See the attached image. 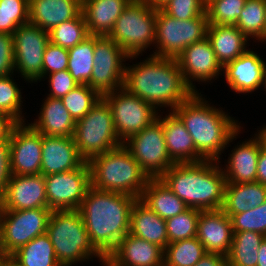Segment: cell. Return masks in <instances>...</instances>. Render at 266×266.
I'll return each instance as SVG.
<instances>
[{
	"label": "cell",
	"instance_id": "obj_13",
	"mask_svg": "<svg viewBox=\"0 0 266 266\" xmlns=\"http://www.w3.org/2000/svg\"><path fill=\"white\" fill-rule=\"evenodd\" d=\"M103 98L110 106L116 135L123 143L130 136L141 132L158 117V111L123 87Z\"/></svg>",
	"mask_w": 266,
	"mask_h": 266
},
{
	"label": "cell",
	"instance_id": "obj_29",
	"mask_svg": "<svg viewBox=\"0 0 266 266\" xmlns=\"http://www.w3.org/2000/svg\"><path fill=\"white\" fill-rule=\"evenodd\" d=\"M207 38L223 67L248 50L249 39L235 25L208 24Z\"/></svg>",
	"mask_w": 266,
	"mask_h": 266
},
{
	"label": "cell",
	"instance_id": "obj_3",
	"mask_svg": "<svg viewBox=\"0 0 266 266\" xmlns=\"http://www.w3.org/2000/svg\"><path fill=\"white\" fill-rule=\"evenodd\" d=\"M200 94L195 92L173 112L185 125L197 152L205 160L221 163V152L238 136L241 126L221 108L210 106Z\"/></svg>",
	"mask_w": 266,
	"mask_h": 266
},
{
	"label": "cell",
	"instance_id": "obj_6",
	"mask_svg": "<svg viewBox=\"0 0 266 266\" xmlns=\"http://www.w3.org/2000/svg\"><path fill=\"white\" fill-rule=\"evenodd\" d=\"M61 266L105 257L93 246L78 210H52L47 231Z\"/></svg>",
	"mask_w": 266,
	"mask_h": 266
},
{
	"label": "cell",
	"instance_id": "obj_1",
	"mask_svg": "<svg viewBox=\"0 0 266 266\" xmlns=\"http://www.w3.org/2000/svg\"><path fill=\"white\" fill-rule=\"evenodd\" d=\"M143 62L126 66L123 88L151 104L173 111L195 91L186 83L176 59L149 55Z\"/></svg>",
	"mask_w": 266,
	"mask_h": 266
},
{
	"label": "cell",
	"instance_id": "obj_37",
	"mask_svg": "<svg viewBox=\"0 0 266 266\" xmlns=\"http://www.w3.org/2000/svg\"><path fill=\"white\" fill-rule=\"evenodd\" d=\"M88 36L89 33L82 12L77 17L62 22L49 31L50 42L65 49L73 48Z\"/></svg>",
	"mask_w": 266,
	"mask_h": 266
},
{
	"label": "cell",
	"instance_id": "obj_26",
	"mask_svg": "<svg viewBox=\"0 0 266 266\" xmlns=\"http://www.w3.org/2000/svg\"><path fill=\"white\" fill-rule=\"evenodd\" d=\"M131 0H84V15L89 35L108 36Z\"/></svg>",
	"mask_w": 266,
	"mask_h": 266
},
{
	"label": "cell",
	"instance_id": "obj_53",
	"mask_svg": "<svg viewBox=\"0 0 266 266\" xmlns=\"http://www.w3.org/2000/svg\"><path fill=\"white\" fill-rule=\"evenodd\" d=\"M149 7L158 10L164 8L170 0H142Z\"/></svg>",
	"mask_w": 266,
	"mask_h": 266
},
{
	"label": "cell",
	"instance_id": "obj_38",
	"mask_svg": "<svg viewBox=\"0 0 266 266\" xmlns=\"http://www.w3.org/2000/svg\"><path fill=\"white\" fill-rule=\"evenodd\" d=\"M15 83L11 75L0 77V113L15 123H24L26 118L22 115V92Z\"/></svg>",
	"mask_w": 266,
	"mask_h": 266
},
{
	"label": "cell",
	"instance_id": "obj_8",
	"mask_svg": "<svg viewBox=\"0 0 266 266\" xmlns=\"http://www.w3.org/2000/svg\"><path fill=\"white\" fill-rule=\"evenodd\" d=\"M157 10L142 0H131L108 35L128 55H140L155 44Z\"/></svg>",
	"mask_w": 266,
	"mask_h": 266
},
{
	"label": "cell",
	"instance_id": "obj_49",
	"mask_svg": "<svg viewBox=\"0 0 266 266\" xmlns=\"http://www.w3.org/2000/svg\"><path fill=\"white\" fill-rule=\"evenodd\" d=\"M194 266H228L227 257L219 253L206 252Z\"/></svg>",
	"mask_w": 266,
	"mask_h": 266
},
{
	"label": "cell",
	"instance_id": "obj_7",
	"mask_svg": "<svg viewBox=\"0 0 266 266\" xmlns=\"http://www.w3.org/2000/svg\"><path fill=\"white\" fill-rule=\"evenodd\" d=\"M73 139L79 154L86 161L123 145L116 135L110 106L103 97L83 118L76 121Z\"/></svg>",
	"mask_w": 266,
	"mask_h": 266
},
{
	"label": "cell",
	"instance_id": "obj_17",
	"mask_svg": "<svg viewBox=\"0 0 266 266\" xmlns=\"http://www.w3.org/2000/svg\"><path fill=\"white\" fill-rule=\"evenodd\" d=\"M186 83L198 92L193 81L206 83L222 75L223 66L213 51L211 42L207 37L199 42L187 46L176 58Z\"/></svg>",
	"mask_w": 266,
	"mask_h": 266
},
{
	"label": "cell",
	"instance_id": "obj_43",
	"mask_svg": "<svg viewBox=\"0 0 266 266\" xmlns=\"http://www.w3.org/2000/svg\"><path fill=\"white\" fill-rule=\"evenodd\" d=\"M230 219L233 232L253 231L266 236V201L246 212L233 214Z\"/></svg>",
	"mask_w": 266,
	"mask_h": 266
},
{
	"label": "cell",
	"instance_id": "obj_55",
	"mask_svg": "<svg viewBox=\"0 0 266 266\" xmlns=\"http://www.w3.org/2000/svg\"><path fill=\"white\" fill-rule=\"evenodd\" d=\"M255 136L259 139L262 149L266 151V126L264 125Z\"/></svg>",
	"mask_w": 266,
	"mask_h": 266
},
{
	"label": "cell",
	"instance_id": "obj_33",
	"mask_svg": "<svg viewBox=\"0 0 266 266\" xmlns=\"http://www.w3.org/2000/svg\"><path fill=\"white\" fill-rule=\"evenodd\" d=\"M266 236L253 231L233 232L228 266H256L258 249Z\"/></svg>",
	"mask_w": 266,
	"mask_h": 266
},
{
	"label": "cell",
	"instance_id": "obj_45",
	"mask_svg": "<svg viewBox=\"0 0 266 266\" xmlns=\"http://www.w3.org/2000/svg\"><path fill=\"white\" fill-rule=\"evenodd\" d=\"M69 52L68 49L49 42L45 48L42 63V78L46 75L63 71L68 68Z\"/></svg>",
	"mask_w": 266,
	"mask_h": 266
},
{
	"label": "cell",
	"instance_id": "obj_50",
	"mask_svg": "<svg viewBox=\"0 0 266 266\" xmlns=\"http://www.w3.org/2000/svg\"><path fill=\"white\" fill-rule=\"evenodd\" d=\"M256 182L266 185V151L261 148L257 162Z\"/></svg>",
	"mask_w": 266,
	"mask_h": 266
},
{
	"label": "cell",
	"instance_id": "obj_58",
	"mask_svg": "<svg viewBox=\"0 0 266 266\" xmlns=\"http://www.w3.org/2000/svg\"><path fill=\"white\" fill-rule=\"evenodd\" d=\"M265 88L266 91V69H265V73H264V80H263V86Z\"/></svg>",
	"mask_w": 266,
	"mask_h": 266
},
{
	"label": "cell",
	"instance_id": "obj_28",
	"mask_svg": "<svg viewBox=\"0 0 266 266\" xmlns=\"http://www.w3.org/2000/svg\"><path fill=\"white\" fill-rule=\"evenodd\" d=\"M131 235L160 246L163 250L168 245L166 222L139 199L130 212Z\"/></svg>",
	"mask_w": 266,
	"mask_h": 266
},
{
	"label": "cell",
	"instance_id": "obj_15",
	"mask_svg": "<svg viewBox=\"0 0 266 266\" xmlns=\"http://www.w3.org/2000/svg\"><path fill=\"white\" fill-rule=\"evenodd\" d=\"M48 208L78 210L91 187L90 168L86 161L81 167L44 176Z\"/></svg>",
	"mask_w": 266,
	"mask_h": 266
},
{
	"label": "cell",
	"instance_id": "obj_51",
	"mask_svg": "<svg viewBox=\"0 0 266 266\" xmlns=\"http://www.w3.org/2000/svg\"><path fill=\"white\" fill-rule=\"evenodd\" d=\"M14 124L9 117L0 113V140H9L10 130Z\"/></svg>",
	"mask_w": 266,
	"mask_h": 266
},
{
	"label": "cell",
	"instance_id": "obj_18",
	"mask_svg": "<svg viewBox=\"0 0 266 266\" xmlns=\"http://www.w3.org/2000/svg\"><path fill=\"white\" fill-rule=\"evenodd\" d=\"M35 208H48L44 176L11 175L5 192L0 197V210Z\"/></svg>",
	"mask_w": 266,
	"mask_h": 266
},
{
	"label": "cell",
	"instance_id": "obj_19",
	"mask_svg": "<svg viewBox=\"0 0 266 266\" xmlns=\"http://www.w3.org/2000/svg\"><path fill=\"white\" fill-rule=\"evenodd\" d=\"M266 63L251 49L223 67L224 77L235 93H252L263 86Z\"/></svg>",
	"mask_w": 266,
	"mask_h": 266
},
{
	"label": "cell",
	"instance_id": "obj_9",
	"mask_svg": "<svg viewBox=\"0 0 266 266\" xmlns=\"http://www.w3.org/2000/svg\"><path fill=\"white\" fill-rule=\"evenodd\" d=\"M208 16L200 15L188 20H180L157 10L155 47L151 55L176 59L191 44L207 37Z\"/></svg>",
	"mask_w": 266,
	"mask_h": 266
},
{
	"label": "cell",
	"instance_id": "obj_20",
	"mask_svg": "<svg viewBox=\"0 0 266 266\" xmlns=\"http://www.w3.org/2000/svg\"><path fill=\"white\" fill-rule=\"evenodd\" d=\"M86 160L79 154L73 137L42 134L41 174H57L81 167Z\"/></svg>",
	"mask_w": 266,
	"mask_h": 266
},
{
	"label": "cell",
	"instance_id": "obj_23",
	"mask_svg": "<svg viewBox=\"0 0 266 266\" xmlns=\"http://www.w3.org/2000/svg\"><path fill=\"white\" fill-rule=\"evenodd\" d=\"M166 148L175 163H192L205 160L196 150L193 139L181 119L173 112L162 117Z\"/></svg>",
	"mask_w": 266,
	"mask_h": 266
},
{
	"label": "cell",
	"instance_id": "obj_12",
	"mask_svg": "<svg viewBox=\"0 0 266 266\" xmlns=\"http://www.w3.org/2000/svg\"><path fill=\"white\" fill-rule=\"evenodd\" d=\"M138 56H128L108 36H95L94 66L87 85L101 97L118 90L123 87L124 82L125 65L123 62Z\"/></svg>",
	"mask_w": 266,
	"mask_h": 266
},
{
	"label": "cell",
	"instance_id": "obj_52",
	"mask_svg": "<svg viewBox=\"0 0 266 266\" xmlns=\"http://www.w3.org/2000/svg\"><path fill=\"white\" fill-rule=\"evenodd\" d=\"M258 262L256 266H266V237L263 239L258 249Z\"/></svg>",
	"mask_w": 266,
	"mask_h": 266
},
{
	"label": "cell",
	"instance_id": "obj_27",
	"mask_svg": "<svg viewBox=\"0 0 266 266\" xmlns=\"http://www.w3.org/2000/svg\"><path fill=\"white\" fill-rule=\"evenodd\" d=\"M38 119L29 123L45 136L73 137L76 121L67 111L61 99L46 97Z\"/></svg>",
	"mask_w": 266,
	"mask_h": 266
},
{
	"label": "cell",
	"instance_id": "obj_14",
	"mask_svg": "<svg viewBox=\"0 0 266 266\" xmlns=\"http://www.w3.org/2000/svg\"><path fill=\"white\" fill-rule=\"evenodd\" d=\"M12 36L15 71L29 83L43 80L42 63L45 48L50 42L49 32L28 22L20 25Z\"/></svg>",
	"mask_w": 266,
	"mask_h": 266
},
{
	"label": "cell",
	"instance_id": "obj_42",
	"mask_svg": "<svg viewBox=\"0 0 266 266\" xmlns=\"http://www.w3.org/2000/svg\"><path fill=\"white\" fill-rule=\"evenodd\" d=\"M246 0H206L209 24L235 25Z\"/></svg>",
	"mask_w": 266,
	"mask_h": 266
},
{
	"label": "cell",
	"instance_id": "obj_4",
	"mask_svg": "<svg viewBox=\"0 0 266 266\" xmlns=\"http://www.w3.org/2000/svg\"><path fill=\"white\" fill-rule=\"evenodd\" d=\"M218 163L214 160L177 163L160 179L189 208L220 210L224 202L226 179Z\"/></svg>",
	"mask_w": 266,
	"mask_h": 266
},
{
	"label": "cell",
	"instance_id": "obj_21",
	"mask_svg": "<svg viewBox=\"0 0 266 266\" xmlns=\"http://www.w3.org/2000/svg\"><path fill=\"white\" fill-rule=\"evenodd\" d=\"M196 237L206 252L227 256L233 240L230 217L221 209L200 211Z\"/></svg>",
	"mask_w": 266,
	"mask_h": 266
},
{
	"label": "cell",
	"instance_id": "obj_5",
	"mask_svg": "<svg viewBox=\"0 0 266 266\" xmlns=\"http://www.w3.org/2000/svg\"><path fill=\"white\" fill-rule=\"evenodd\" d=\"M87 162L91 187L97 190L124 193L140 199L150 179L123 145L95 155Z\"/></svg>",
	"mask_w": 266,
	"mask_h": 266
},
{
	"label": "cell",
	"instance_id": "obj_40",
	"mask_svg": "<svg viewBox=\"0 0 266 266\" xmlns=\"http://www.w3.org/2000/svg\"><path fill=\"white\" fill-rule=\"evenodd\" d=\"M200 211L196 208H188L184 212L165 220L168 244L196 237Z\"/></svg>",
	"mask_w": 266,
	"mask_h": 266
},
{
	"label": "cell",
	"instance_id": "obj_56",
	"mask_svg": "<svg viewBox=\"0 0 266 266\" xmlns=\"http://www.w3.org/2000/svg\"><path fill=\"white\" fill-rule=\"evenodd\" d=\"M104 266H115L107 257L102 261Z\"/></svg>",
	"mask_w": 266,
	"mask_h": 266
},
{
	"label": "cell",
	"instance_id": "obj_24",
	"mask_svg": "<svg viewBox=\"0 0 266 266\" xmlns=\"http://www.w3.org/2000/svg\"><path fill=\"white\" fill-rule=\"evenodd\" d=\"M81 12V0H29V22L48 32Z\"/></svg>",
	"mask_w": 266,
	"mask_h": 266
},
{
	"label": "cell",
	"instance_id": "obj_57",
	"mask_svg": "<svg viewBox=\"0 0 266 266\" xmlns=\"http://www.w3.org/2000/svg\"><path fill=\"white\" fill-rule=\"evenodd\" d=\"M5 256V253L2 249V245H1V237H0V260Z\"/></svg>",
	"mask_w": 266,
	"mask_h": 266
},
{
	"label": "cell",
	"instance_id": "obj_54",
	"mask_svg": "<svg viewBox=\"0 0 266 266\" xmlns=\"http://www.w3.org/2000/svg\"><path fill=\"white\" fill-rule=\"evenodd\" d=\"M0 266H20L19 263L13 258L12 255H5L0 260Z\"/></svg>",
	"mask_w": 266,
	"mask_h": 266
},
{
	"label": "cell",
	"instance_id": "obj_44",
	"mask_svg": "<svg viewBox=\"0 0 266 266\" xmlns=\"http://www.w3.org/2000/svg\"><path fill=\"white\" fill-rule=\"evenodd\" d=\"M162 10L171 17L180 20L207 15L206 0H170Z\"/></svg>",
	"mask_w": 266,
	"mask_h": 266
},
{
	"label": "cell",
	"instance_id": "obj_22",
	"mask_svg": "<svg viewBox=\"0 0 266 266\" xmlns=\"http://www.w3.org/2000/svg\"><path fill=\"white\" fill-rule=\"evenodd\" d=\"M115 266H164V250L128 233L107 256Z\"/></svg>",
	"mask_w": 266,
	"mask_h": 266
},
{
	"label": "cell",
	"instance_id": "obj_31",
	"mask_svg": "<svg viewBox=\"0 0 266 266\" xmlns=\"http://www.w3.org/2000/svg\"><path fill=\"white\" fill-rule=\"evenodd\" d=\"M139 200L164 220L189 208L160 178L149 179Z\"/></svg>",
	"mask_w": 266,
	"mask_h": 266
},
{
	"label": "cell",
	"instance_id": "obj_34",
	"mask_svg": "<svg viewBox=\"0 0 266 266\" xmlns=\"http://www.w3.org/2000/svg\"><path fill=\"white\" fill-rule=\"evenodd\" d=\"M95 36L89 35L82 42L68 49L67 70L77 84H87L94 66Z\"/></svg>",
	"mask_w": 266,
	"mask_h": 266
},
{
	"label": "cell",
	"instance_id": "obj_35",
	"mask_svg": "<svg viewBox=\"0 0 266 266\" xmlns=\"http://www.w3.org/2000/svg\"><path fill=\"white\" fill-rule=\"evenodd\" d=\"M235 26L250 40L266 41L264 0H246Z\"/></svg>",
	"mask_w": 266,
	"mask_h": 266
},
{
	"label": "cell",
	"instance_id": "obj_39",
	"mask_svg": "<svg viewBox=\"0 0 266 266\" xmlns=\"http://www.w3.org/2000/svg\"><path fill=\"white\" fill-rule=\"evenodd\" d=\"M101 96L87 84H79L61 100L75 121L83 118Z\"/></svg>",
	"mask_w": 266,
	"mask_h": 266
},
{
	"label": "cell",
	"instance_id": "obj_10",
	"mask_svg": "<svg viewBox=\"0 0 266 266\" xmlns=\"http://www.w3.org/2000/svg\"><path fill=\"white\" fill-rule=\"evenodd\" d=\"M160 115L141 132L123 142L149 178H160L175 164L168 155Z\"/></svg>",
	"mask_w": 266,
	"mask_h": 266
},
{
	"label": "cell",
	"instance_id": "obj_59",
	"mask_svg": "<svg viewBox=\"0 0 266 266\" xmlns=\"http://www.w3.org/2000/svg\"><path fill=\"white\" fill-rule=\"evenodd\" d=\"M264 6H265V22H266V0H264Z\"/></svg>",
	"mask_w": 266,
	"mask_h": 266
},
{
	"label": "cell",
	"instance_id": "obj_16",
	"mask_svg": "<svg viewBox=\"0 0 266 266\" xmlns=\"http://www.w3.org/2000/svg\"><path fill=\"white\" fill-rule=\"evenodd\" d=\"M11 175L41 174L42 134L30 124L15 123L9 134Z\"/></svg>",
	"mask_w": 266,
	"mask_h": 266
},
{
	"label": "cell",
	"instance_id": "obj_36",
	"mask_svg": "<svg viewBox=\"0 0 266 266\" xmlns=\"http://www.w3.org/2000/svg\"><path fill=\"white\" fill-rule=\"evenodd\" d=\"M205 254L197 237L169 243L164 249V266H194Z\"/></svg>",
	"mask_w": 266,
	"mask_h": 266
},
{
	"label": "cell",
	"instance_id": "obj_30",
	"mask_svg": "<svg viewBox=\"0 0 266 266\" xmlns=\"http://www.w3.org/2000/svg\"><path fill=\"white\" fill-rule=\"evenodd\" d=\"M266 201V185L259 182L226 183L221 210L229 217L246 212Z\"/></svg>",
	"mask_w": 266,
	"mask_h": 266
},
{
	"label": "cell",
	"instance_id": "obj_25",
	"mask_svg": "<svg viewBox=\"0 0 266 266\" xmlns=\"http://www.w3.org/2000/svg\"><path fill=\"white\" fill-rule=\"evenodd\" d=\"M261 148L259 139L254 136L232 149L226 169L221 168L226 183L256 182L257 162Z\"/></svg>",
	"mask_w": 266,
	"mask_h": 266
},
{
	"label": "cell",
	"instance_id": "obj_2",
	"mask_svg": "<svg viewBox=\"0 0 266 266\" xmlns=\"http://www.w3.org/2000/svg\"><path fill=\"white\" fill-rule=\"evenodd\" d=\"M137 198L90 187L78 211L93 246L106 258L130 231V212Z\"/></svg>",
	"mask_w": 266,
	"mask_h": 266
},
{
	"label": "cell",
	"instance_id": "obj_11",
	"mask_svg": "<svg viewBox=\"0 0 266 266\" xmlns=\"http://www.w3.org/2000/svg\"><path fill=\"white\" fill-rule=\"evenodd\" d=\"M52 210H0V237L5 255H12L35 237L46 233Z\"/></svg>",
	"mask_w": 266,
	"mask_h": 266
},
{
	"label": "cell",
	"instance_id": "obj_47",
	"mask_svg": "<svg viewBox=\"0 0 266 266\" xmlns=\"http://www.w3.org/2000/svg\"><path fill=\"white\" fill-rule=\"evenodd\" d=\"M14 71L13 36L0 33V77L12 75Z\"/></svg>",
	"mask_w": 266,
	"mask_h": 266
},
{
	"label": "cell",
	"instance_id": "obj_46",
	"mask_svg": "<svg viewBox=\"0 0 266 266\" xmlns=\"http://www.w3.org/2000/svg\"><path fill=\"white\" fill-rule=\"evenodd\" d=\"M46 76H49V86L51 91L49 90L50 94H48V97L51 98L62 99L66 94L79 85L75 82L67 69Z\"/></svg>",
	"mask_w": 266,
	"mask_h": 266
},
{
	"label": "cell",
	"instance_id": "obj_32",
	"mask_svg": "<svg viewBox=\"0 0 266 266\" xmlns=\"http://www.w3.org/2000/svg\"><path fill=\"white\" fill-rule=\"evenodd\" d=\"M12 256L20 266H61L47 233L35 237Z\"/></svg>",
	"mask_w": 266,
	"mask_h": 266
},
{
	"label": "cell",
	"instance_id": "obj_41",
	"mask_svg": "<svg viewBox=\"0 0 266 266\" xmlns=\"http://www.w3.org/2000/svg\"><path fill=\"white\" fill-rule=\"evenodd\" d=\"M29 22V0H0V33L13 34Z\"/></svg>",
	"mask_w": 266,
	"mask_h": 266
},
{
	"label": "cell",
	"instance_id": "obj_48",
	"mask_svg": "<svg viewBox=\"0 0 266 266\" xmlns=\"http://www.w3.org/2000/svg\"><path fill=\"white\" fill-rule=\"evenodd\" d=\"M10 177L9 140H0V197L4 194Z\"/></svg>",
	"mask_w": 266,
	"mask_h": 266
}]
</instances>
